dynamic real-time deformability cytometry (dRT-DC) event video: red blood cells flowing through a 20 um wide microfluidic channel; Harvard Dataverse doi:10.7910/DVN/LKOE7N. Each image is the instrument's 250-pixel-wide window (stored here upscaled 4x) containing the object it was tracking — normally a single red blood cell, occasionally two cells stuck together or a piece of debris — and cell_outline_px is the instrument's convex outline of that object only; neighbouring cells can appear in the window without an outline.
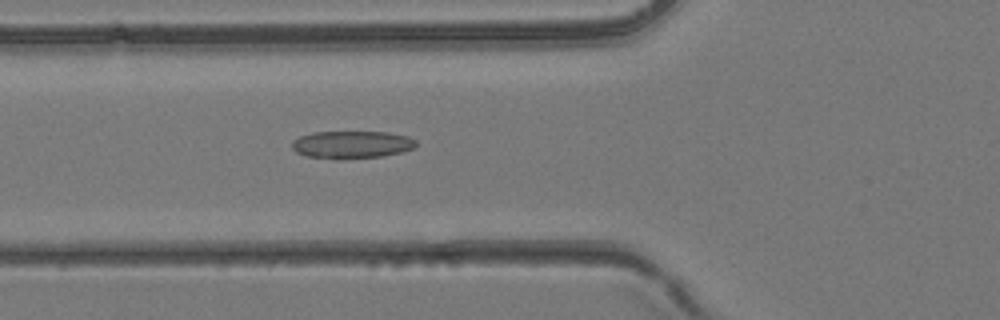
{"species": "common noctule bat (a hibernating species)", "species_latin": "Nyctalus noctula", "temperature_condition": "room temperature", "stored_images_in_passage": 41, "camera_frame_rate_fps": 3000, "um_per_image_px": 0.085, "animal": {"sex": "female", "body_mass_g": 24.6, "forearm_length_mm": 56.2}, "frame": {"image": 1, "passage_image": 14, "time_ms": 4.333, "image_size_px": [1000, 320], "cell_outline_px": [[416, 144], [412, 148], [400, 152], [380, 156], [336, 160], [308, 156], [296, 152], [292, 148], [292, 140], [300, 136], [312, 132], [388, 132], [408, 136], [416, 140]], "centroid_in_image_um": [29.86, 12.29], "position_along_channel_um": 95.9, "area_um2": 19.94}}
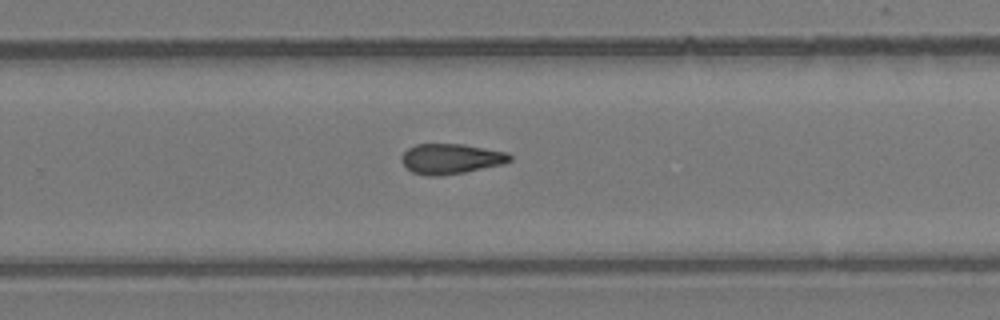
{"frame": {"image": 2, "passage_image": 26, "time_ms": 8.333, "image_size_px": [1000, 320], "cell_outline_px": [[512, 160], [504, 164], [464, 172], [440, 176], [428, 176], [412, 172], [400, 160], [400, 156], [408, 148], [416, 144], [464, 144], [508, 152], [512, 156]], "centroid_in_image_um": [38.34, 13.49], "position_along_channel_um": 291.5, "area_um2": 19.19}}
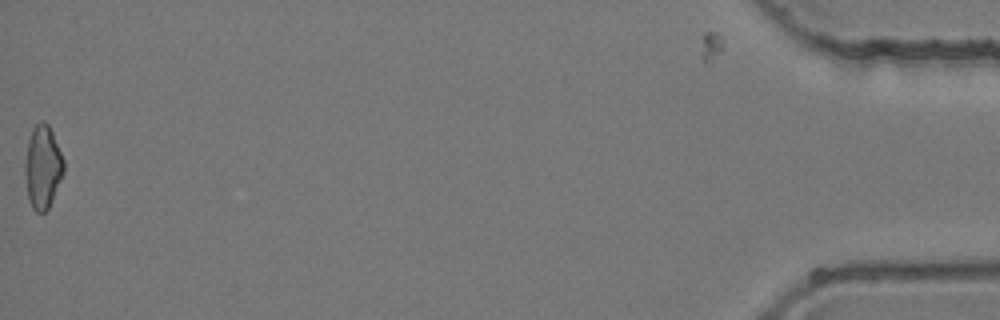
{"frame": {"image": 3, "passage_image": 41, "time_ms": 13.333, "image_size_px": [1000, 320], "cell_outline_px": [[64, 172], [52, 200], [48, 208], [44, 212], [36, 212], [32, 208], [28, 200], [24, 172], [24, 164], [28, 140], [32, 128], [40, 120], [44, 120], [48, 124], [52, 132], [64, 160]], "centroid_in_image_um": [3.61, 14.18], "position_along_channel_um": 431.6, "area_um2": 18.9}}